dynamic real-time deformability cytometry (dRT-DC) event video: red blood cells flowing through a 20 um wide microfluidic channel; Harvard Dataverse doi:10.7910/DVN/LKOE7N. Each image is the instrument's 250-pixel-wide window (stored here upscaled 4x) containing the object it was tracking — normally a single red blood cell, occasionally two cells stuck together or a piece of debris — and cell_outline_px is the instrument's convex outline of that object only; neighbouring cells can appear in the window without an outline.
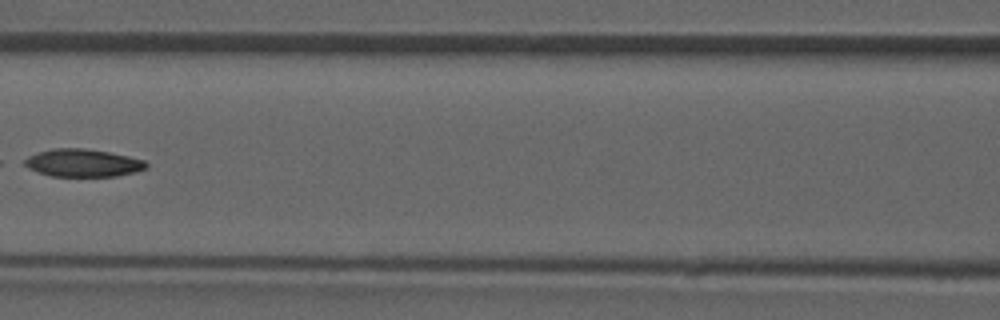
{"species": "common noctule bat (a hibernating species)", "species_latin": "Nyctalus noctula", "temperature_condition": "room temperature", "stored_images_in_passage": 8, "camera_frame_rate_fps": 3000, "um_per_image_px": 0.085, "animal": {"sex": "male", "forearm_length_mm": 52.5}, "frame": {"image": 1, "passage_image": 7, "time_ms": 7.0, "image_size_px": [1000, 320], "cell_outline_px": [[148, 168], [136, 172], [116, 176], [52, 176], [28, 168], [24, 164], [24, 160], [28, 156], [36, 152], [52, 148], [84, 148], [108, 152], [128, 156], [144, 160], [148, 164]], "centroid_in_image_um": [7.05, 13.84], "position_along_channel_um": 159.5, "area_um2": 19.65}}